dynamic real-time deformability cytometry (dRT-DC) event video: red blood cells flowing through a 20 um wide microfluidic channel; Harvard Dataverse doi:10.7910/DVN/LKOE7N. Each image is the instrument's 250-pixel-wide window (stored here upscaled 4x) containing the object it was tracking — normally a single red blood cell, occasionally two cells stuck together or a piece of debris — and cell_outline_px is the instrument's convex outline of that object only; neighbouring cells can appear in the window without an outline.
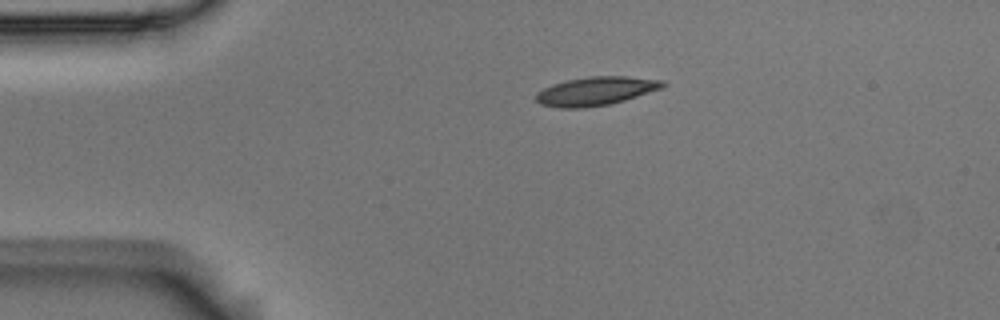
{"species": "Egyptian fruit bat (a non-hibernating species)", "species_latin": "Rousettus aegyptiacus", "temperature_condition": "room temperature", "stored_images_in_passage": 4, "camera_frame_rate_fps": 3000, "um_per_image_px": 0.085, "animal": {"sex": "male"}, "frame": {"image": 1, "passage_image": 1, "time_ms": 0.0, "image_size_px": [1000, 320], "cell_outline_px": [[668, 84], [660, 88], [624, 100], [608, 104], [584, 108], [560, 108], [540, 104], [536, 100], [536, 92], [552, 84], [568, 80], [588, 76], [628, 76], [664, 80]], "centroid_in_image_um": [50.63, 7.73], "position_along_channel_um": 34.4, "area_um2": 21.04}}
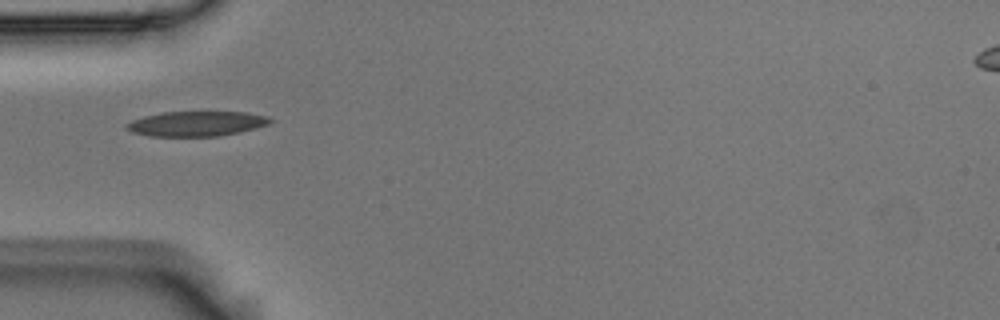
{"frame": {"image": 2, "passage_image": 3, "time_ms": 0.667, "image_size_px": [1000, 320], "cell_outline_px": [[272, 120], [268, 124], [256, 128], [216, 136], [148, 136], [132, 132], [124, 128], [124, 124], [132, 120], [144, 116], [164, 112], [244, 112], [268, 116]], "centroid_in_image_um": [16.64, 10.51], "position_along_channel_um": 68.4, "area_um2": 20.75}}
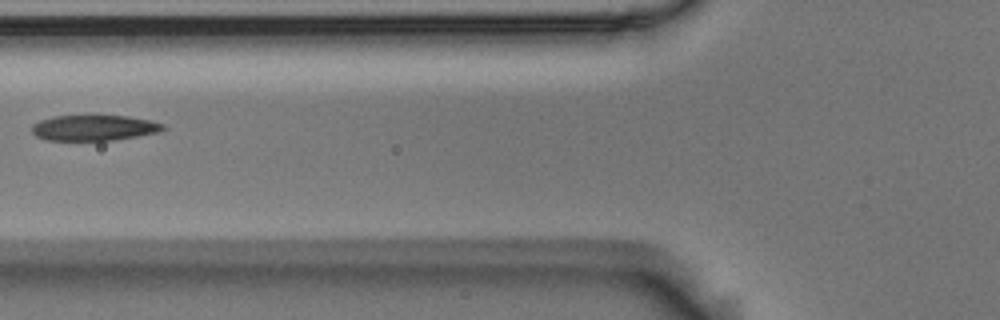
{"frame": {"image": 3, "passage_image": 4, "time_ms": 1.0, "image_size_px": [1000, 320], "cell_outline_px": [[168, 128], [160, 132], [112, 140], [44, 140], [36, 136], [32, 132], [32, 124], [40, 120], [52, 116], [128, 116], [152, 120], [164, 124]], "centroid_in_image_um": [8.01, 10.86], "position_along_channel_um": 117.8, "area_um2": 19.65}}